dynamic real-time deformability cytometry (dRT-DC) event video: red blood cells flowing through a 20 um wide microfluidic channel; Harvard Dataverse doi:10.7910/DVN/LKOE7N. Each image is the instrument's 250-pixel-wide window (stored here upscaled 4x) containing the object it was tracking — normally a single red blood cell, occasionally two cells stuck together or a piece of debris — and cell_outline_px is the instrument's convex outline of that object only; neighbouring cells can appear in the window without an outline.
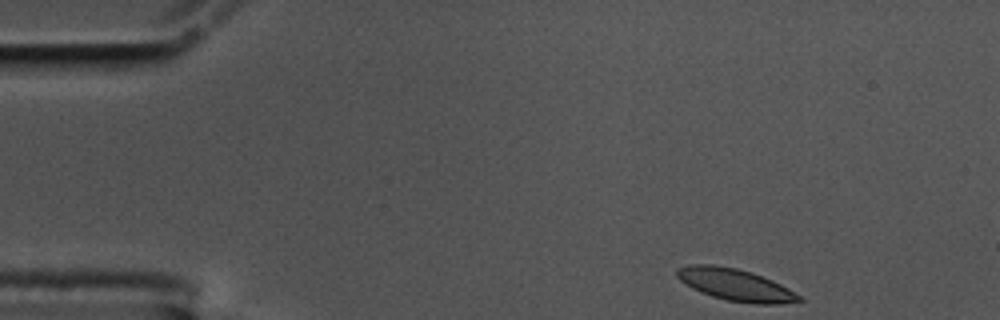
{"species": "common noctule bat (a hibernating species)", "species_latin": "Nyctalus noctula", "temperature_condition": "cold", "stored_images_in_passage": 52, "camera_frame_rate_fps": 3000, "um_per_image_px": 0.085, "animal": {"sex": "male", "body_mass_g": 17.5, "forearm_length_mm": 52.3}, "frame": {"image": 1, "passage_image": 1, "time_ms": 0.0, "image_size_px": [1000, 320], "cell_outline_px": [[804, 300], [780, 304], [752, 304], [728, 300], [712, 296], [700, 292], [692, 288], [680, 280], [676, 276], [676, 268], [692, 264], [712, 264], [736, 268], [752, 272], [780, 284], [788, 288], [800, 296]], "centroid_in_image_um": [62.48, 24.2], "position_along_channel_um": 22.5, "area_um2": 22.66}}
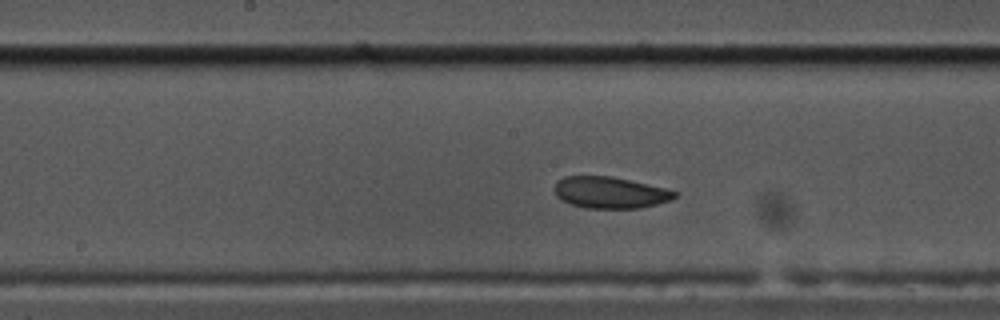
{"frame": {"image": 2, "passage_image": 23, "time_ms": 7.333, "image_size_px": [1000, 320], "cell_outline_px": [[680, 192], [672, 200], [640, 208], [584, 208], [560, 200], [556, 196], [552, 188], [556, 180], [564, 176], [612, 176], [664, 188]], "centroid_in_image_um": [51.81, 16.36], "position_along_channel_um": 196.4, "area_um2": 22.31}}
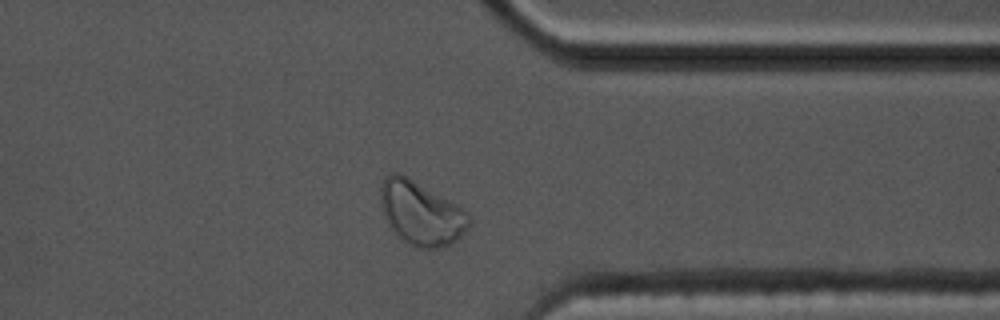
{"frame": {"image": 3, "passage_image": 39, "time_ms": 12.667, "image_size_px": [1000, 320], "cell_outline_px": [[472, 220], [468, 228], [456, 240], [440, 248], [420, 248], [408, 244], [400, 240], [392, 232], [388, 224], [380, 204], [380, 184], [384, 176], [392, 172], [400, 172], [408, 176], [464, 208], [468, 212]], "centroid_in_image_um": [35.76, 18.1], "position_along_channel_um": 375.6, "area_um2": 33.47}, "authors_computed_cell_mechanics": {"area_um2": 22.9466, "velocity_mm_per_s": 3.446, "shape_relaxation_time_tau1_ms": 3.6587, "shape_relaxation_time_tau2_ms": 2.986, "deformation_change_tau1": 0.0948, "deformation_change_tau2": 0.0701}}